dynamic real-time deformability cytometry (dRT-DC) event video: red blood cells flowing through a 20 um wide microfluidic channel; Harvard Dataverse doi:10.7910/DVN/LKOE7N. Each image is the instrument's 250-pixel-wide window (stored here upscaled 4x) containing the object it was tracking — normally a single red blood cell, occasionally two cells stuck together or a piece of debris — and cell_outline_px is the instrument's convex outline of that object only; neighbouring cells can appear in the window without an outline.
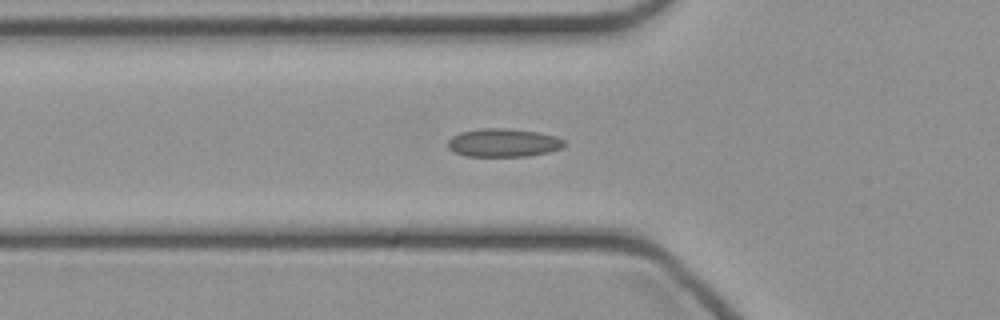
{"species": "common noctule bat (a hibernating species)", "species_latin": "Nyctalus noctula", "temperature_condition": "cold", "stored_images_in_passage": 34, "camera_frame_rate_fps": 3000, "um_per_image_px": 0.085, "animal": {"sex": "female", "body_mass_g": 21.9}, "frame": {"image": 1, "passage_image": 6, "time_ms": 1.667, "image_size_px": [1000, 320], "cell_outline_px": [[568, 144], [564, 148], [548, 152], [528, 156], [464, 156], [448, 148], [448, 140], [452, 136], [460, 132], [480, 128], [504, 128], [536, 132], [556, 136], [564, 140]], "centroid_in_image_um": [42.81, 12.13], "position_along_channel_um": 83.0, "area_um2": 19.31}}
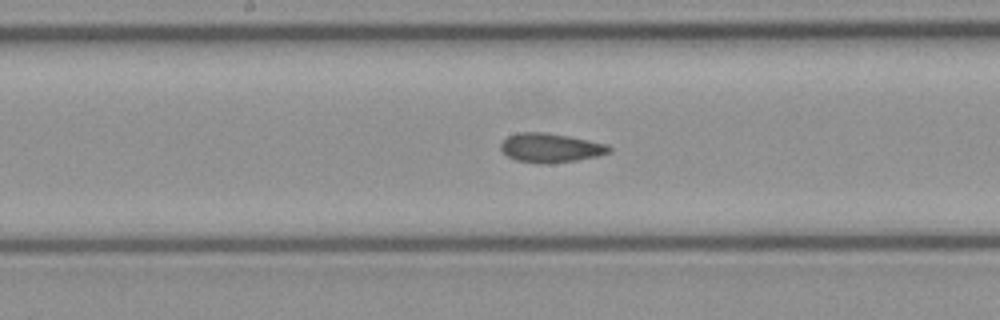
{"frame": {"image": 2, "passage_image": 14, "time_ms": 4.333, "image_size_px": [1000, 320], "cell_outline_px": [[612, 152], [596, 156], [576, 160], [516, 160], [508, 156], [500, 148], [500, 144], [508, 136], [520, 132], [544, 132], [568, 136], [608, 144], [612, 148]], "centroid_in_image_um": [46.84, 12.5], "position_along_channel_um": 201.4, "area_um2": 17.4}}
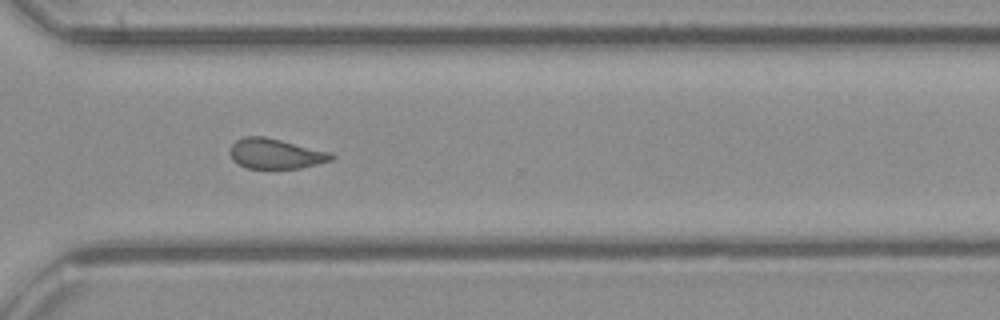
{"frame": {"image": 3, "passage_image": 24, "time_ms": 7.667, "image_size_px": [1000, 320], "cell_outline_px": [[336, 156], [332, 160], [300, 168], [248, 168], [232, 160], [228, 152], [232, 144], [236, 140], [244, 136], [264, 136], [332, 152]], "centroid_in_image_um": [23.42, 13.05], "position_along_channel_um": 347.2, "area_um2": 17.86}}